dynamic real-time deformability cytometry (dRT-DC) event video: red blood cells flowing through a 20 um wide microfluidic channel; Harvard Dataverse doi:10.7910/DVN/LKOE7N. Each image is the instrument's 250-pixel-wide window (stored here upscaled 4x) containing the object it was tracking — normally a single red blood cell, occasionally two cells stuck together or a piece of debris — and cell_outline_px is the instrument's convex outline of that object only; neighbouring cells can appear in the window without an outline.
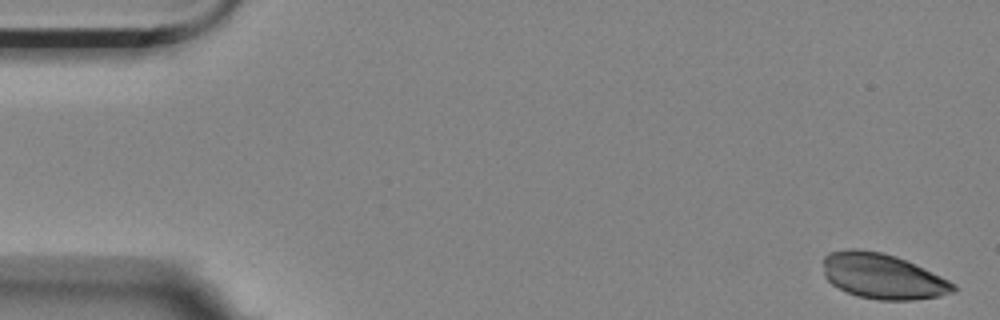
{"species": "Egyptian fruit bat (a non-hibernating species)", "species_latin": "Rousettus aegyptiacus", "temperature_condition": "room temperature", "stored_images_in_passage": 57, "camera_frame_rate_fps": 3000, "um_per_image_px": 0.085, "animal": {"sex": "female"}, "frame": {"image": 1, "passage_image": 1, "time_ms": 0.0, "image_size_px": [1000, 320], "cell_outline_px": [[960, 288], [956, 292], [940, 296], [912, 300], [880, 300], [856, 296], [832, 284], [824, 276], [824, 256], [828, 252], [848, 248], [856, 248], [884, 252], [896, 256], [940, 276], [956, 284]], "centroid_in_image_um": [75.03, 23.47], "position_along_channel_um": 10.0, "area_um2": 34.56}}
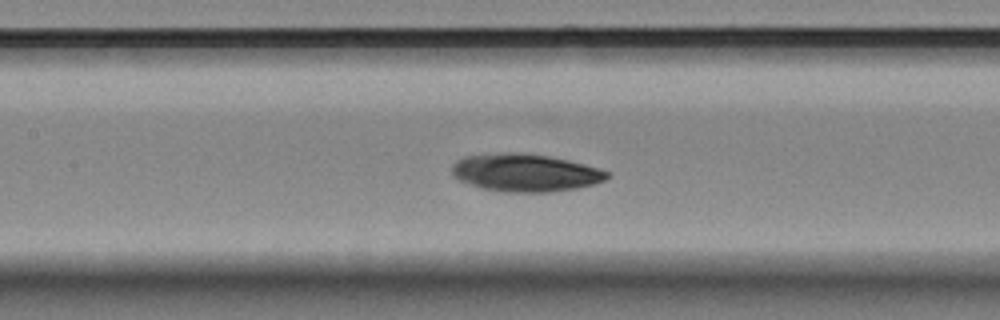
{"frame": {"image": 2, "passage_image": 25, "time_ms": 8.0, "image_size_px": [1000, 320], "cell_outline_px": [[608, 176], [604, 180], [592, 184], [576, 188], [548, 192], [504, 192], [480, 188], [460, 180], [452, 172], [452, 164], [456, 160], [464, 156], [508, 152], [520, 152], [548, 156], [568, 160], [584, 164], [608, 172]], "centroid_in_image_um": [44.6, 14.67], "position_along_channel_um": 162.8, "area_um2": 33.81}}
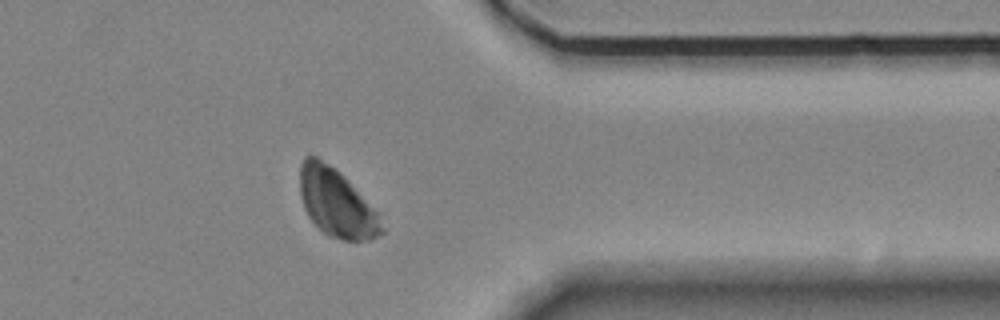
{"frame": {"image": 3, "passage_image": 45, "time_ms": 14.667, "image_size_px": [1000, 320], "cell_outline_px": [[384, 232], [372, 240], [344, 240], [328, 236], [308, 216], [304, 208], [300, 196], [300, 164], [304, 156], [316, 156], [340, 172], [344, 176], [376, 212], [384, 228]], "centroid_in_image_um": [28.57, 17.25], "position_along_channel_um": 382.8, "area_um2": 31.96}}